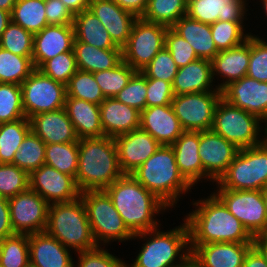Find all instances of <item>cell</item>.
<instances>
[{
  "instance_id": "obj_1",
  "label": "cell",
  "mask_w": 267,
  "mask_h": 267,
  "mask_svg": "<svg viewBox=\"0 0 267 267\" xmlns=\"http://www.w3.org/2000/svg\"><path fill=\"white\" fill-rule=\"evenodd\" d=\"M197 201L193 203L196 209L184 218L189 228L190 245L253 243L254 237L214 193Z\"/></svg>"
},
{
  "instance_id": "obj_2",
  "label": "cell",
  "mask_w": 267,
  "mask_h": 267,
  "mask_svg": "<svg viewBox=\"0 0 267 267\" xmlns=\"http://www.w3.org/2000/svg\"><path fill=\"white\" fill-rule=\"evenodd\" d=\"M105 191L127 228L137 234L159 227L156 213L168 207L131 174H124ZM155 217V218H153Z\"/></svg>"
},
{
  "instance_id": "obj_3",
  "label": "cell",
  "mask_w": 267,
  "mask_h": 267,
  "mask_svg": "<svg viewBox=\"0 0 267 267\" xmlns=\"http://www.w3.org/2000/svg\"><path fill=\"white\" fill-rule=\"evenodd\" d=\"M114 138H80L76 184L80 192L105 190L123 176Z\"/></svg>"
},
{
  "instance_id": "obj_4",
  "label": "cell",
  "mask_w": 267,
  "mask_h": 267,
  "mask_svg": "<svg viewBox=\"0 0 267 267\" xmlns=\"http://www.w3.org/2000/svg\"><path fill=\"white\" fill-rule=\"evenodd\" d=\"M131 175L168 208L192 187L178 169L172 146L161 145Z\"/></svg>"
},
{
  "instance_id": "obj_5",
  "label": "cell",
  "mask_w": 267,
  "mask_h": 267,
  "mask_svg": "<svg viewBox=\"0 0 267 267\" xmlns=\"http://www.w3.org/2000/svg\"><path fill=\"white\" fill-rule=\"evenodd\" d=\"M45 231L77 253L98 247L81 197L69 202L50 204Z\"/></svg>"
},
{
  "instance_id": "obj_6",
  "label": "cell",
  "mask_w": 267,
  "mask_h": 267,
  "mask_svg": "<svg viewBox=\"0 0 267 267\" xmlns=\"http://www.w3.org/2000/svg\"><path fill=\"white\" fill-rule=\"evenodd\" d=\"M183 221L182 225L168 232L154 228L134 234L133 239L143 237L147 242L142 246L133 264L131 266L126 264V267H172L182 263L191 255L190 246H188L190 245L189 228L187 222Z\"/></svg>"
},
{
  "instance_id": "obj_7",
  "label": "cell",
  "mask_w": 267,
  "mask_h": 267,
  "mask_svg": "<svg viewBox=\"0 0 267 267\" xmlns=\"http://www.w3.org/2000/svg\"><path fill=\"white\" fill-rule=\"evenodd\" d=\"M216 184L219 189L262 190L267 185V138L258 145L239 149Z\"/></svg>"
},
{
  "instance_id": "obj_8",
  "label": "cell",
  "mask_w": 267,
  "mask_h": 267,
  "mask_svg": "<svg viewBox=\"0 0 267 267\" xmlns=\"http://www.w3.org/2000/svg\"><path fill=\"white\" fill-rule=\"evenodd\" d=\"M80 197L86 206L88 221L97 246H100L101 242L103 245L109 244L111 240H133L134 234L125 225L105 190L83 191Z\"/></svg>"
},
{
  "instance_id": "obj_9",
  "label": "cell",
  "mask_w": 267,
  "mask_h": 267,
  "mask_svg": "<svg viewBox=\"0 0 267 267\" xmlns=\"http://www.w3.org/2000/svg\"><path fill=\"white\" fill-rule=\"evenodd\" d=\"M261 120L243 109L235 107L224 99H220L214 113L212 130L238 149L249 148L262 143L267 137V128L264 138H259L262 131Z\"/></svg>"
},
{
  "instance_id": "obj_10",
  "label": "cell",
  "mask_w": 267,
  "mask_h": 267,
  "mask_svg": "<svg viewBox=\"0 0 267 267\" xmlns=\"http://www.w3.org/2000/svg\"><path fill=\"white\" fill-rule=\"evenodd\" d=\"M25 116L30 119L42 112L64 108L66 85L35 69L20 85Z\"/></svg>"
},
{
  "instance_id": "obj_11",
  "label": "cell",
  "mask_w": 267,
  "mask_h": 267,
  "mask_svg": "<svg viewBox=\"0 0 267 267\" xmlns=\"http://www.w3.org/2000/svg\"><path fill=\"white\" fill-rule=\"evenodd\" d=\"M167 29L164 25L138 18L133 24L128 42L122 48L123 61L135 71H142L165 47Z\"/></svg>"
},
{
  "instance_id": "obj_12",
  "label": "cell",
  "mask_w": 267,
  "mask_h": 267,
  "mask_svg": "<svg viewBox=\"0 0 267 267\" xmlns=\"http://www.w3.org/2000/svg\"><path fill=\"white\" fill-rule=\"evenodd\" d=\"M220 90L174 95L171 105L184 131H206L213 125Z\"/></svg>"
},
{
  "instance_id": "obj_13",
  "label": "cell",
  "mask_w": 267,
  "mask_h": 267,
  "mask_svg": "<svg viewBox=\"0 0 267 267\" xmlns=\"http://www.w3.org/2000/svg\"><path fill=\"white\" fill-rule=\"evenodd\" d=\"M214 194L253 237L267 231L266 208L261 190L217 189Z\"/></svg>"
},
{
  "instance_id": "obj_14",
  "label": "cell",
  "mask_w": 267,
  "mask_h": 267,
  "mask_svg": "<svg viewBox=\"0 0 267 267\" xmlns=\"http://www.w3.org/2000/svg\"><path fill=\"white\" fill-rule=\"evenodd\" d=\"M8 203L15 234L30 235L46 230L49 204L38 193L28 189L9 198Z\"/></svg>"
},
{
  "instance_id": "obj_15",
  "label": "cell",
  "mask_w": 267,
  "mask_h": 267,
  "mask_svg": "<svg viewBox=\"0 0 267 267\" xmlns=\"http://www.w3.org/2000/svg\"><path fill=\"white\" fill-rule=\"evenodd\" d=\"M29 189L38 193L49 205L73 201L81 194L72 176L46 164L29 174Z\"/></svg>"
},
{
  "instance_id": "obj_16",
  "label": "cell",
  "mask_w": 267,
  "mask_h": 267,
  "mask_svg": "<svg viewBox=\"0 0 267 267\" xmlns=\"http://www.w3.org/2000/svg\"><path fill=\"white\" fill-rule=\"evenodd\" d=\"M221 96L231 105L257 116L267 126V82L246 75L225 86Z\"/></svg>"
},
{
  "instance_id": "obj_17",
  "label": "cell",
  "mask_w": 267,
  "mask_h": 267,
  "mask_svg": "<svg viewBox=\"0 0 267 267\" xmlns=\"http://www.w3.org/2000/svg\"><path fill=\"white\" fill-rule=\"evenodd\" d=\"M199 152L204 172L217 182L239 149L212 129L199 131Z\"/></svg>"
},
{
  "instance_id": "obj_18",
  "label": "cell",
  "mask_w": 267,
  "mask_h": 267,
  "mask_svg": "<svg viewBox=\"0 0 267 267\" xmlns=\"http://www.w3.org/2000/svg\"><path fill=\"white\" fill-rule=\"evenodd\" d=\"M121 170L131 174L161 146L147 131L137 128L114 138Z\"/></svg>"
},
{
  "instance_id": "obj_19",
  "label": "cell",
  "mask_w": 267,
  "mask_h": 267,
  "mask_svg": "<svg viewBox=\"0 0 267 267\" xmlns=\"http://www.w3.org/2000/svg\"><path fill=\"white\" fill-rule=\"evenodd\" d=\"M74 39L73 25H47L34 34L32 61L35 69L60 53L73 51Z\"/></svg>"
},
{
  "instance_id": "obj_20",
  "label": "cell",
  "mask_w": 267,
  "mask_h": 267,
  "mask_svg": "<svg viewBox=\"0 0 267 267\" xmlns=\"http://www.w3.org/2000/svg\"><path fill=\"white\" fill-rule=\"evenodd\" d=\"M189 246L198 267H242L253 243L217 242Z\"/></svg>"
},
{
  "instance_id": "obj_21",
  "label": "cell",
  "mask_w": 267,
  "mask_h": 267,
  "mask_svg": "<svg viewBox=\"0 0 267 267\" xmlns=\"http://www.w3.org/2000/svg\"><path fill=\"white\" fill-rule=\"evenodd\" d=\"M88 9L101 21L114 44L122 49L138 18L123 10L113 0H90Z\"/></svg>"
},
{
  "instance_id": "obj_22",
  "label": "cell",
  "mask_w": 267,
  "mask_h": 267,
  "mask_svg": "<svg viewBox=\"0 0 267 267\" xmlns=\"http://www.w3.org/2000/svg\"><path fill=\"white\" fill-rule=\"evenodd\" d=\"M140 128L166 146H171L184 132L172 105L146 107L140 112Z\"/></svg>"
},
{
  "instance_id": "obj_23",
  "label": "cell",
  "mask_w": 267,
  "mask_h": 267,
  "mask_svg": "<svg viewBox=\"0 0 267 267\" xmlns=\"http://www.w3.org/2000/svg\"><path fill=\"white\" fill-rule=\"evenodd\" d=\"M30 267H74L69 248L46 231L29 235Z\"/></svg>"
},
{
  "instance_id": "obj_24",
  "label": "cell",
  "mask_w": 267,
  "mask_h": 267,
  "mask_svg": "<svg viewBox=\"0 0 267 267\" xmlns=\"http://www.w3.org/2000/svg\"><path fill=\"white\" fill-rule=\"evenodd\" d=\"M29 120L31 130L45 144L72 143L79 140L64 108L36 114Z\"/></svg>"
},
{
  "instance_id": "obj_25",
  "label": "cell",
  "mask_w": 267,
  "mask_h": 267,
  "mask_svg": "<svg viewBox=\"0 0 267 267\" xmlns=\"http://www.w3.org/2000/svg\"><path fill=\"white\" fill-rule=\"evenodd\" d=\"M245 0H194L188 2L187 16L206 24L218 20L244 22Z\"/></svg>"
},
{
  "instance_id": "obj_26",
  "label": "cell",
  "mask_w": 267,
  "mask_h": 267,
  "mask_svg": "<svg viewBox=\"0 0 267 267\" xmlns=\"http://www.w3.org/2000/svg\"><path fill=\"white\" fill-rule=\"evenodd\" d=\"M171 146L181 175L192 187L206 177L213 182L204 172L198 154L199 131H184Z\"/></svg>"
},
{
  "instance_id": "obj_27",
  "label": "cell",
  "mask_w": 267,
  "mask_h": 267,
  "mask_svg": "<svg viewBox=\"0 0 267 267\" xmlns=\"http://www.w3.org/2000/svg\"><path fill=\"white\" fill-rule=\"evenodd\" d=\"M99 106L104 136L115 138L140 127V111L115 97L105 98Z\"/></svg>"
},
{
  "instance_id": "obj_28",
  "label": "cell",
  "mask_w": 267,
  "mask_h": 267,
  "mask_svg": "<svg viewBox=\"0 0 267 267\" xmlns=\"http://www.w3.org/2000/svg\"><path fill=\"white\" fill-rule=\"evenodd\" d=\"M250 59V35L239 46L219 51L211 60L212 76H223L224 82L216 86L220 91L229 83L247 75ZM217 74V75H216Z\"/></svg>"
},
{
  "instance_id": "obj_29",
  "label": "cell",
  "mask_w": 267,
  "mask_h": 267,
  "mask_svg": "<svg viewBox=\"0 0 267 267\" xmlns=\"http://www.w3.org/2000/svg\"><path fill=\"white\" fill-rule=\"evenodd\" d=\"M213 80L211 61L198 58L178 68L172 83V90L174 95L219 90L217 87L212 89Z\"/></svg>"
},
{
  "instance_id": "obj_30",
  "label": "cell",
  "mask_w": 267,
  "mask_h": 267,
  "mask_svg": "<svg viewBox=\"0 0 267 267\" xmlns=\"http://www.w3.org/2000/svg\"><path fill=\"white\" fill-rule=\"evenodd\" d=\"M64 109L73 123L79 139L104 136L99 105L73 97H66Z\"/></svg>"
},
{
  "instance_id": "obj_31",
  "label": "cell",
  "mask_w": 267,
  "mask_h": 267,
  "mask_svg": "<svg viewBox=\"0 0 267 267\" xmlns=\"http://www.w3.org/2000/svg\"><path fill=\"white\" fill-rule=\"evenodd\" d=\"M171 28L189 42L198 58L211 61L219 52L212 38L210 24L199 22L185 15Z\"/></svg>"
},
{
  "instance_id": "obj_32",
  "label": "cell",
  "mask_w": 267,
  "mask_h": 267,
  "mask_svg": "<svg viewBox=\"0 0 267 267\" xmlns=\"http://www.w3.org/2000/svg\"><path fill=\"white\" fill-rule=\"evenodd\" d=\"M73 51L78 70L91 73L113 69L123 61L122 49H100L78 40Z\"/></svg>"
},
{
  "instance_id": "obj_33",
  "label": "cell",
  "mask_w": 267,
  "mask_h": 267,
  "mask_svg": "<svg viewBox=\"0 0 267 267\" xmlns=\"http://www.w3.org/2000/svg\"><path fill=\"white\" fill-rule=\"evenodd\" d=\"M74 40L100 49H121L111 40L101 21L89 10L74 15Z\"/></svg>"
},
{
  "instance_id": "obj_34",
  "label": "cell",
  "mask_w": 267,
  "mask_h": 267,
  "mask_svg": "<svg viewBox=\"0 0 267 267\" xmlns=\"http://www.w3.org/2000/svg\"><path fill=\"white\" fill-rule=\"evenodd\" d=\"M11 21L33 35L48 25L45 0H16Z\"/></svg>"
},
{
  "instance_id": "obj_35",
  "label": "cell",
  "mask_w": 267,
  "mask_h": 267,
  "mask_svg": "<svg viewBox=\"0 0 267 267\" xmlns=\"http://www.w3.org/2000/svg\"><path fill=\"white\" fill-rule=\"evenodd\" d=\"M31 131L30 120L22 118L0 124V163H12L15 153Z\"/></svg>"
},
{
  "instance_id": "obj_36",
  "label": "cell",
  "mask_w": 267,
  "mask_h": 267,
  "mask_svg": "<svg viewBox=\"0 0 267 267\" xmlns=\"http://www.w3.org/2000/svg\"><path fill=\"white\" fill-rule=\"evenodd\" d=\"M78 150L79 140L72 143L46 144L45 164L75 179L78 169Z\"/></svg>"
},
{
  "instance_id": "obj_37",
  "label": "cell",
  "mask_w": 267,
  "mask_h": 267,
  "mask_svg": "<svg viewBox=\"0 0 267 267\" xmlns=\"http://www.w3.org/2000/svg\"><path fill=\"white\" fill-rule=\"evenodd\" d=\"M187 5L186 0H148L142 19L171 28L187 14Z\"/></svg>"
},
{
  "instance_id": "obj_38",
  "label": "cell",
  "mask_w": 267,
  "mask_h": 267,
  "mask_svg": "<svg viewBox=\"0 0 267 267\" xmlns=\"http://www.w3.org/2000/svg\"><path fill=\"white\" fill-rule=\"evenodd\" d=\"M34 70L32 56H18L0 47V83L21 85Z\"/></svg>"
},
{
  "instance_id": "obj_39",
  "label": "cell",
  "mask_w": 267,
  "mask_h": 267,
  "mask_svg": "<svg viewBox=\"0 0 267 267\" xmlns=\"http://www.w3.org/2000/svg\"><path fill=\"white\" fill-rule=\"evenodd\" d=\"M45 147V142L31 130L19 146L11 164L30 174L45 164Z\"/></svg>"
},
{
  "instance_id": "obj_40",
  "label": "cell",
  "mask_w": 267,
  "mask_h": 267,
  "mask_svg": "<svg viewBox=\"0 0 267 267\" xmlns=\"http://www.w3.org/2000/svg\"><path fill=\"white\" fill-rule=\"evenodd\" d=\"M0 266L30 267L29 235L14 234L0 242Z\"/></svg>"
},
{
  "instance_id": "obj_41",
  "label": "cell",
  "mask_w": 267,
  "mask_h": 267,
  "mask_svg": "<svg viewBox=\"0 0 267 267\" xmlns=\"http://www.w3.org/2000/svg\"><path fill=\"white\" fill-rule=\"evenodd\" d=\"M66 97L85 100L97 105L105 99L93 73L77 70L66 84Z\"/></svg>"
},
{
  "instance_id": "obj_42",
  "label": "cell",
  "mask_w": 267,
  "mask_h": 267,
  "mask_svg": "<svg viewBox=\"0 0 267 267\" xmlns=\"http://www.w3.org/2000/svg\"><path fill=\"white\" fill-rule=\"evenodd\" d=\"M136 71L124 61L113 69L94 72L95 81L101 88L105 98H113L129 82Z\"/></svg>"
},
{
  "instance_id": "obj_43",
  "label": "cell",
  "mask_w": 267,
  "mask_h": 267,
  "mask_svg": "<svg viewBox=\"0 0 267 267\" xmlns=\"http://www.w3.org/2000/svg\"><path fill=\"white\" fill-rule=\"evenodd\" d=\"M26 118L22 105L21 86L0 83V124Z\"/></svg>"
},
{
  "instance_id": "obj_44",
  "label": "cell",
  "mask_w": 267,
  "mask_h": 267,
  "mask_svg": "<svg viewBox=\"0 0 267 267\" xmlns=\"http://www.w3.org/2000/svg\"><path fill=\"white\" fill-rule=\"evenodd\" d=\"M212 38L218 51L228 50L239 46L246 41L250 35L244 34L243 22L221 21L210 24Z\"/></svg>"
},
{
  "instance_id": "obj_45",
  "label": "cell",
  "mask_w": 267,
  "mask_h": 267,
  "mask_svg": "<svg viewBox=\"0 0 267 267\" xmlns=\"http://www.w3.org/2000/svg\"><path fill=\"white\" fill-rule=\"evenodd\" d=\"M34 35L12 21L0 38V47L18 56L33 55Z\"/></svg>"
},
{
  "instance_id": "obj_46",
  "label": "cell",
  "mask_w": 267,
  "mask_h": 267,
  "mask_svg": "<svg viewBox=\"0 0 267 267\" xmlns=\"http://www.w3.org/2000/svg\"><path fill=\"white\" fill-rule=\"evenodd\" d=\"M29 189V174L11 163H0V196L7 199Z\"/></svg>"
},
{
  "instance_id": "obj_47",
  "label": "cell",
  "mask_w": 267,
  "mask_h": 267,
  "mask_svg": "<svg viewBox=\"0 0 267 267\" xmlns=\"http://www.w3.org/2000/svg\"><path fill=\"white\" fill-rule=\"evenodd\" d=\"M39 70L44 75L66 85L78 70L74 51L58 54L52 59L47 60Z\"/></svg>"
},
{
  "instance_id": "obj_48",
  "label": "cell",
  "mask_w": 267,
  "mask_h": 267,
  "mask_svg": "<svg viewBox=\"0 0 267 267\" xmlns=\"http://www.w3.org/2000/svg\"><path fill=\"white\" fill-rule=\"evenodd\" d=\"M147 78L141 71H136L127 85L115 98L142 112L146 108Z\"/></svg>"
},
{
  "instance_id": "obj_49",
  "label": "cell",
  "mask_w": 267,
  "mask_h": 267,
  "mask_svg": "<svg viewBox=\"0 0 267 267\" xmlns=\"http://www.w3.org/2000/svg\"><path fill=\"white\" fill-rule=\"evenodd\" d=\"M177 71L178 66L170 52L163 47L141 72L146 78L164 80L172 84Z\"/></svg>"
},
{
  "instance_id": "obj_50",
  "label": "cell",
  "mask_w": 267,
  "mask_h": 267,
  "mask_svg": "<svg viewBox=\"0 0 267 267\" xmlns=\"http://www.w3.org/2000/svg\"><path fill=\"white\" fill-rule=\"evenodd\" d=\"M247 76L259 82H267V42L252 34Z\"/></svg>"
},
{
  "instance_id": "obj_51",
  "label": "cell",
  "mask_w": 267,
  "mask_h": 267,
  "mask_svg": "<svg viewBox=\"0 0 267 267\" xmlns=\"http://www.w3.org/2000/svg\"><path fill=\"white\" fill-rule=\"evenodd\" d=\"M165 48L170 52L178 68L184 67L198 59L193 47L172 28L165 34Z\"/></svg>"
},
{
  "instance_id": "obj_52",
  "label": "cell",
  "mask_w": 267,
  "mask_h": 267,
  "mask_svg": "<svg viewBox=\"0 0 267 267\" xmlns=\"http://www.w3.org/2000/svg\"><path fill=\"white\" fill-rule=\"evenodd\" d=\"M78 255L77 267H126L125 261L110 254L100 246L92 250L78 252Z\"/></svg>"
},
{
  "instance_id": "obj_53",
  "label": "cell",
  "mask_w": 267,
  "mask_h": 267,
  "mask_svg": "<svg viewBox=\"0 0 267 267\" xmlns=\"http://www.w3.org/2000/svg\"><path fill=\"white\" fill-rule=\"evenodd\" d=\"M174 93L170 82L147 78L146 107L171 105Z\"/></svg>"
},
{
  "instance_id": "obj_54",
  "label": "cell",
  "mask_w": 267,
  "mask_h": 267,
  "mask_svg": "<svg viewBox=\"0 0 267 267\" xmlns=\"http://www.w3.org/2000/svg\"><path fill=\"white\" fill-rule=\"evenodd\" d=\"M48 25H73L74 15L61 0H45Z\"/></svg>"
},
{
  "instance_id": "obj_55",
  "label": "cell",
  "mask_w": 267,
  "mask_h": 267,
  "mask_svg": "<svg viewBox=\"0 0 267 267\" xmlns=\"http://www.w3.org/2000/svg\"><path fill=\"white\" fill-rule=\"evenodd\" d=\"M14 234L10 220L8 199L0 196V242Z\"/></svg>"
},
{
  "instance_id": "obj_56",
  "label": "cell",
  "mask_w": 267,
  "mask_h": 267,
  "mask_svg": "<svg viewBox=\"0 0 267 267\" xmlns=\"http://www.w3.org/2000/svg\"><path fill=\"white\" fill-rule=\"evenodd\" d=\"M123 10L128 11L135 15L137 18H142L144 15L148 0H113Z\"/></svg>"
},
{
  "instance_id": "obj_57",
  "label": "cell",
  "mask_w": 267,
  "mask_h": 267,
  "mask_svg": "<svg viewBox=\"0 0 267 267\" xmlns=\"http://www.w3.org/2000/svg\"><path fill=\"white\" fill-rule=\"evenodd\" d=\"M242 267H267V262L260 251L253 245L246 253Z\"/></svg>"
},
{
  "instance_id": "obj_58",
  "label": "cell",
  "mask_w": 267,
  "mask_h": 267,
  "mask_svg": "<svg viewBox=\"0 0 267 267\" xmlns=\"http://www.w3.org/2000/svg\"><path fill=\"white\" fill-rule=\"evenodd\" d=\"M73 15L89 8L90 0H61Z\"/></svg>"
},
{
  "instance_id": "obj_59",
  "label": "cell",
  "mask_w": 267,
  "mask_h": 267,
  "mask_svg": "<svg viewBox=\"0 0 267 267\" xmlns=\"http://www.w3.org/2000/svg\"><path fill=\"white\" fill-rule=\"evenodd\" d=\"M253 245L260 251L267 262V231L256 235Z\"/></svg>"
},
{
  "instance_id": "obj_60",
  "label": "cell",
  "mask_w": 267,
  "mask_h": 267,
  "mask_svg": "<svg viewBox=\"0 0 267 267\" xmlns=\"http://www.w3.org/2000/svg\"><path fill=\"white\" fill-rule=\"evenodd\" d=\"M11 22V13L0 9V38L7 25Z\"/></svg>"
},
{
  "instance_id": "obj_61",
  "label": "cell",
  "mask_w": 267,
  "mask_h": 267,
  "mask_svg": "<svg viewBox=\"0 0 267 267\" xmlns=\"http://www.w3.org/2000/svg\"><path fill=\"white\" fill-rule=\"evenodd\" d=\"M15 4L16 0H0V9L11 13Z\"/></svg>"
},
{
  "instance_id": "obj_62",
  "label": "cell",
  "mask_w": 267,
  "mask_h": 267,
  "mask_svg": "<svg viewBox=\"0 0 267 267\" xmlns=\"http://www.w3.org/2000/svg\"><path fill=\"white\" fill-rule=\"evenodd\" d=\"M172 267H198L196 260L192 255L186 258L182 263Z\"/></svg>"
},
{
  "instance_id": "obj_63",
  "label": "cell",
  "mask_w": 267,
  "mask_h": 267,
  "mask_svg": "<svg viewBox=\"0 0 267 267\" xmlns=\"http://www.w3.org/2000/svg\"><path fill=\"white\" fill-rule=\"evenodd\" d=\"M261 191L263 194V199H264L265 208H266V216H267V185Z\"/></svg>"
},
{
  "instance_id": "obj_64",
  "label": "cell",
  "mask_w": 267,
  "mask_h": 267,
  "mask_svg": "<svg viewBox=\"0 0 267 267\" xmlns=\"http://www.w3.org/2000/svg\"><path fill=\"white\" fill-rule=\"evenodd\" d=\"M263 4V9L265 10V14L267 15V0H261Z\"/></svg>"
}]
</instances>
